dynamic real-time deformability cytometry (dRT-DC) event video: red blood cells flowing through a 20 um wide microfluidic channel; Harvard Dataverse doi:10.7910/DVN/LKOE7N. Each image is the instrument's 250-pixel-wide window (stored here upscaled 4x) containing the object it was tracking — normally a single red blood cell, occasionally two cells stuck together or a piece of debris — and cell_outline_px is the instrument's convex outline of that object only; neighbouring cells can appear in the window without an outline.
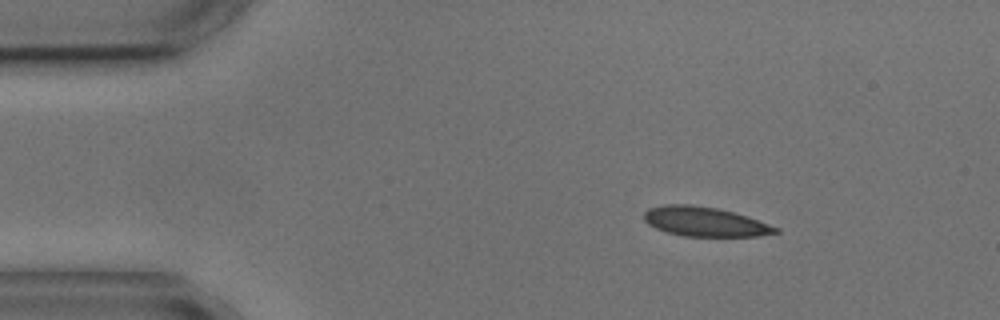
{"species": "common noctule bat (a hibernating species)", "species_latin": "Nyctalus noctula", "temperature_condition": "cold", "stored_images_in_passage": 4, "segment_of_instrument_passage": [1, 2], "camera_frame_rate_fps": 3000, "um_per_image_px": 0.085, "animal": {"sex": "male", "body_mass_g": 17.9, "forearm_length_mm": 54.2}, "frame": {"image": 1, "passage_image": 1, "time_ms": 0.0, "image_size_px": [1000, 320], "cell_outline_px": [[780, 232], [756, 236], [684, 236], [668, 232], [656, 228], [648, 224], [644, 220], [644, 212], [648, 208], [664, 204], [692, 204], [720, 208], [748, 216], [780, 228]], "centroid_in_image_um": [59.92, 18.82], "position_along_channel_um": 25.1, "area_um2": 22.77}}